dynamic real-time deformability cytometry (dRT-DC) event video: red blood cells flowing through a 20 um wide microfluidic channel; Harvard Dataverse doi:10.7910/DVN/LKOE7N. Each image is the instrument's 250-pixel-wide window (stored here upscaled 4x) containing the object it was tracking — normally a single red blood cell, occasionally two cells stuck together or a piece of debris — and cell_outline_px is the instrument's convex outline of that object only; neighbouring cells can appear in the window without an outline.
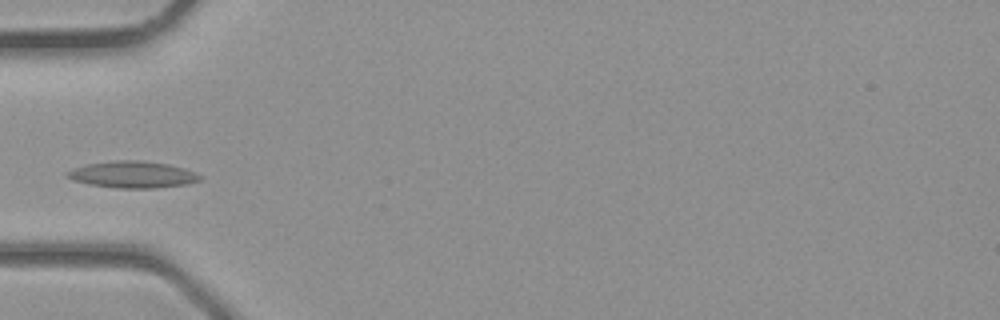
{"species": "common noctule bat (a hibernating species)", "species_latin": "Nyctalus noctula", "temperature_condition": "room temperature", "stored_images_in_passage": 26, "camera_frame_rate_fps": 3000, "um_per_image_px": 0.085, "animal": {"sex": "male", "body_mass_g": 23.1, "forearm_length_mm": 52.7}, "frame": {"image": 1, "passage_image": 1, "time_ms": 0.0, "image_size_px": [1000, 320], "cell_outline_px": [[204, 176], [200, 180], [188, 184], [156, 188], [116, 188], [88, 184], [72, 180], [64, 176], [64, 172], [72, 168], [88, 164], [112, 160], [144, 160], [168, 164], [184, 168], [196, 172]], "centroid_in_image_um": [11.26, 14.83], "position_along_channel_um": 73.7, "area_um2": 21.04}}
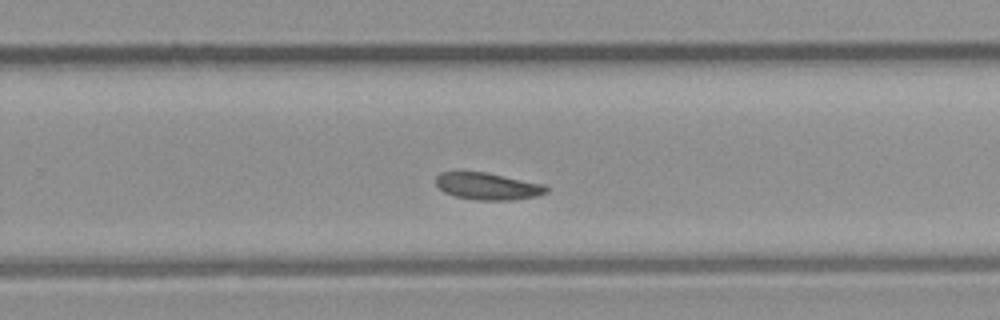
{"frame": {"image": 2, "passage_image": 13, "time_ms": 4.0, "image_size_px": [1000, 320], "cell_outline_px": [[548, 192], [536, 196], [512, 200], [476, 200], [456, 196], [444, 192], [436, 184], [436, 176], [440, 172], [488, 172], [544, 184], [548, 188]], "centroid_in_image_um": [41.47, 15.82], "position_along_channel_um": 288.3, "area_um2": 17.4}}
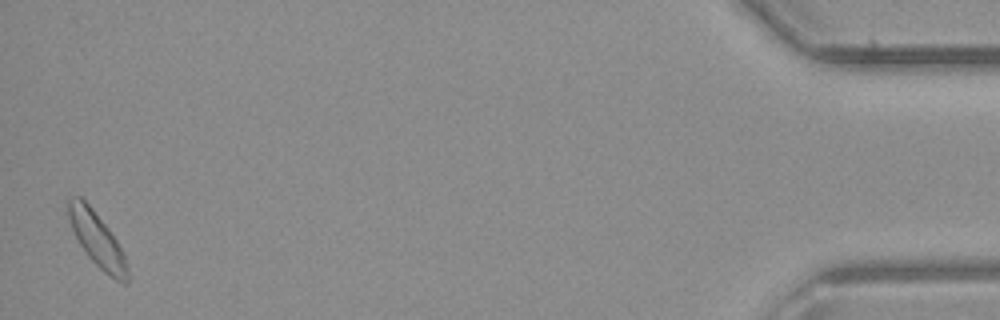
{"frame": {"image": 3, "passage_image": 26, "time_ms": 8.333, "image_size_px": [1000, 320], "cell_outline_px": [[128, 284], [124, 284], [116, 280], [104, 272], [88, 256], [80, 244], [72, 228], [68, 216], [68, 196], [80, 196], [92, 208], [108, 228], [124, 252], [128, 268]], "centroid_in_image_um": [8.27, 20.37], "position_along_channel_um": 426.9, "area_um2": 18.5}}